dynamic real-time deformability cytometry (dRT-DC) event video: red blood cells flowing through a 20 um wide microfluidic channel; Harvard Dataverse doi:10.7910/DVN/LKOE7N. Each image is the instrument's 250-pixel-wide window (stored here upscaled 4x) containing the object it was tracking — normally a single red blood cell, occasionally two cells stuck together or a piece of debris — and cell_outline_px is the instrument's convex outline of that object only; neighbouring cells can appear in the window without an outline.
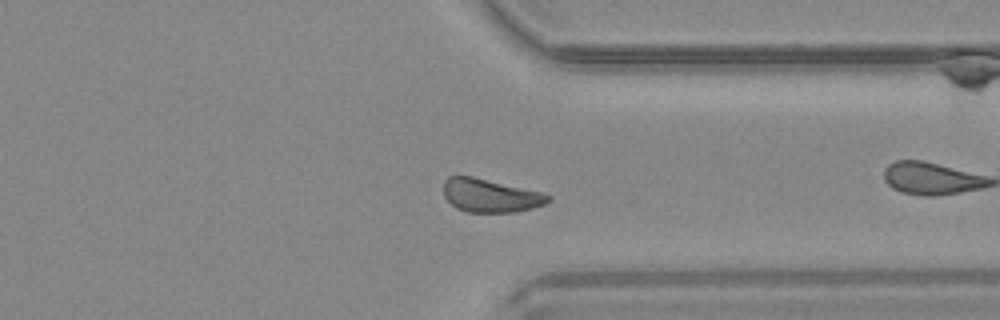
{"species": "common noctule bat (a hibernating species)", "species_latin": "Nyctalus noctula", "temperature_condition": "warm", "stored_images_in_passage": 37, "camera_frame_rate_fps": 3000, "um_per_image_px": 0.085, "animal": {"sex": "male", "body_mass_g": 20.4}, "frame": {"image": 1, "passage_image": 27, "time_ms": 8.667, "image_size_px": [1000, 320], "cell_outline_px": [[552, 200], [544, 204], [532, 208], [516, 212], [468, 212], [456, 208], [444, 196], [444, 180], [448, 176], [472, 176], [540, 192], [552, 196]], "centroid_in_image_um": [41.67, 16.62], "position_along_channel_um": 369.7, "area_um2": 20.17}}